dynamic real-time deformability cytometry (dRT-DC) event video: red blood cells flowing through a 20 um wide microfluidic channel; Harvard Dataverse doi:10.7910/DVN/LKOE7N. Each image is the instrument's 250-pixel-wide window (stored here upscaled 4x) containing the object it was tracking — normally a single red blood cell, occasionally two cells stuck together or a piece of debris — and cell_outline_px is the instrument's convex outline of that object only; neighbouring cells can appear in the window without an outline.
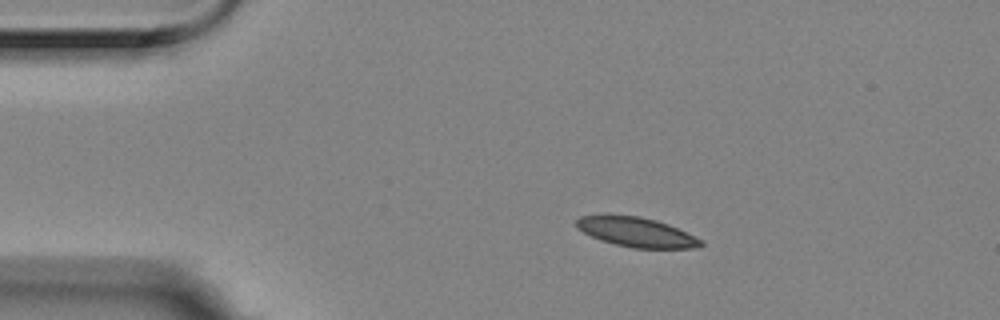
{"species": "Egyptian fruit bat (a non-hibernating species)", "species_latin": "Rousettus aegyptiacus", "temperature_condition": "room temperature", "stored_images_in_passage": 10, "camera_frame_rate_fps": 3000, "um_per_image_px": 0.085, "animal": {"sex": "female"}, "frame": {"image": 1, "passage_image": 2, "time_ms": 0.333, "image_size_px": [1000, 320], "cell_outline_px": [[704, 244], [692, 248], [632, 248], [600, 240], [576, 228], [576, 220], [580, 216], [604, 212], [608, 212], [640, 216], [656, 220], [668, 224], [704, 240]], "centroid_in_image_um": [54.03, 19.68], "position_along_channel_um": 31.0, "area_um2": 22.02}}
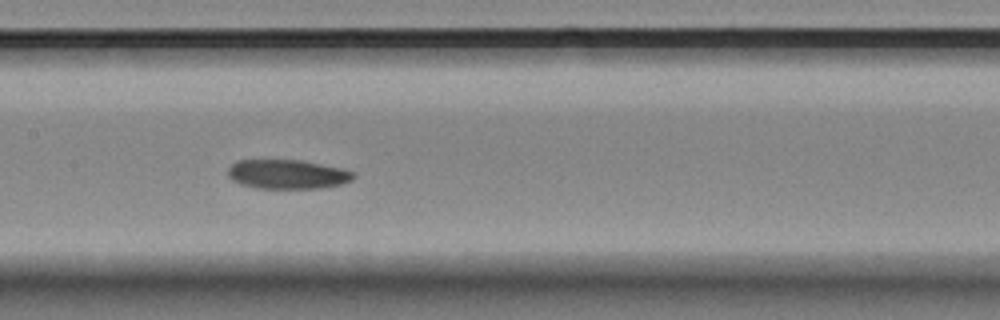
{"frame": {"image": 2, "passage_image": 7, "time_ms": 2.0, "image_size_px": [1000, 320], "cell_outline_px": [[356, 176], [352, 180], [340, 184], [320, 188], [256, 188], [240, 184], [232, 180], [228, 176], [228, 168], [236, 160], [300, 160], [340, 168], [352, 172]], "centroid_in_image_um": [24.39, 14.81], "position_along_channel_um": 183.0, "area_um2": 21.27}}
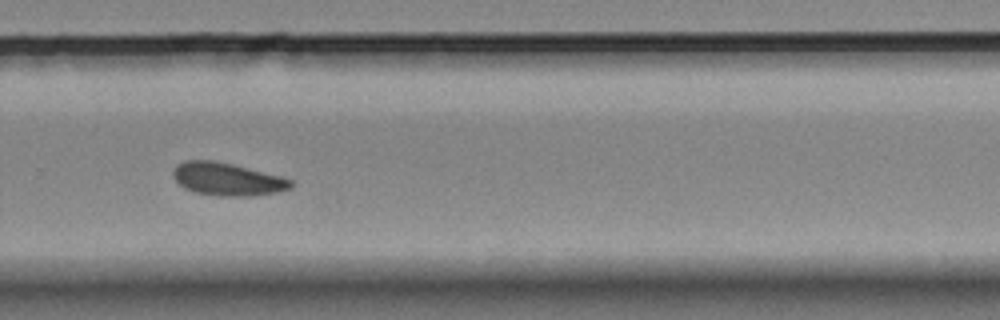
{"frame": {"image": 3, "passage_image": 10, "time_ms": 3.0, "image_size_px": [1000, 320], "cell_outline_px": [[292, 188], [276, 192], [252, 196], [216, 196], [192, 192], [184, 188], [172, 176], [172, 172], [176, 164], [184, 160], [212, 160], [232, 164], [280, 176], [292, 180]], "centroid_in_image_um": [19.27, 15.23], "position_along_channel_um": 310.5, "area_um2": 22.6}}